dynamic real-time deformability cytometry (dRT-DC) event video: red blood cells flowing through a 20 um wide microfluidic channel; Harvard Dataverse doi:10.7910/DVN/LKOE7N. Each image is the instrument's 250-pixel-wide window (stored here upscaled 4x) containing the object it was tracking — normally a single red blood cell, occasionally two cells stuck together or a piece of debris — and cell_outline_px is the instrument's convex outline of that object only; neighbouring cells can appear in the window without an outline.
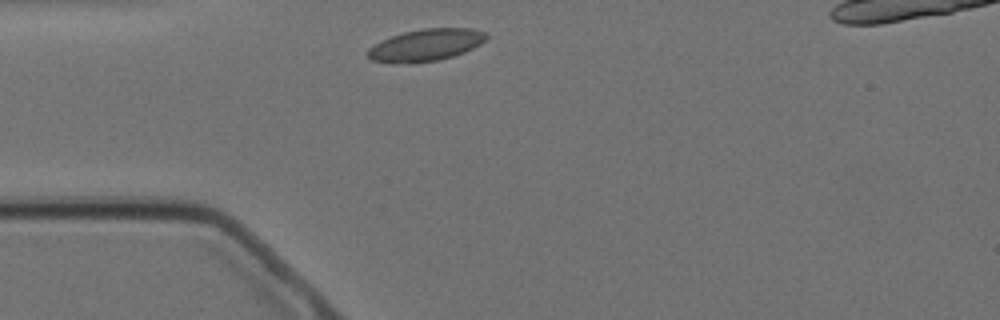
{"species": "Egyptian fruit bat (a non-hibernating species)", "species_latin": "Rousettus aegyptiacus", "temperature_condition": "cold", "stored_images_in_passage": 2, "camera_frame_rate_fps": 3000, "um_per_image_px": 0.085, "animal": {"sex": "female"}, "frame": {"image": 1, "passage_image": 1, "time_ms": 0.0, "image_size_px": [1000, 320], "cell_outline_px": [[488, 36], [480, 44], [464, 52], [452, 56], [436, 60], [412, 64], [372, 60], [368, 56], [368, 48], [380, 40], [404, 32], [424, 28], [472, 28], [484, 32]], "centroid_in_image_um": [36.19, 3.82], "position_along_channel_um": 48.8, "area_um2": 21.91}}